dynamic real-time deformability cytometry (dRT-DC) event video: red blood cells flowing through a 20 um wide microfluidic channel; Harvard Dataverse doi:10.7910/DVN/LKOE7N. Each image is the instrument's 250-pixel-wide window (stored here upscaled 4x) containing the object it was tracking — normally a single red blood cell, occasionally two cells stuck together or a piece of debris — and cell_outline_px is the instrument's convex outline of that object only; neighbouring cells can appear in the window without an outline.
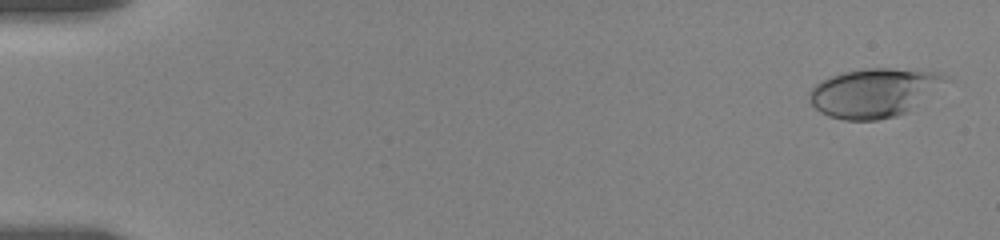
{"species": "human", "species_latin": "Homo sapiens", "temperature_condition": "room temperature", "stored_images_in_passage": 16, "camera_frame_rate_fps": 3000, "um_per_image_px": 0.085, "donor": {"sex": "female"}, "frame": {"image": 1, "passage_image": 1, "time_ms": 0.0, "image_size_px": [1000, 240], "cell_outline_px": [[956, 76], [952, 80], [904, 112], [896, 116], [876, 120], [844, 120], [828, 116], [820, 112], [812, 104], [808, 96], [808, 92], [820, 80], [840, 72], [864, 68], [892, 68], [940, 72]], "centroid_in_image_um": [74.32, 7.84], "position_along_channel_um": 10.7, "area_um2": 39.13}}
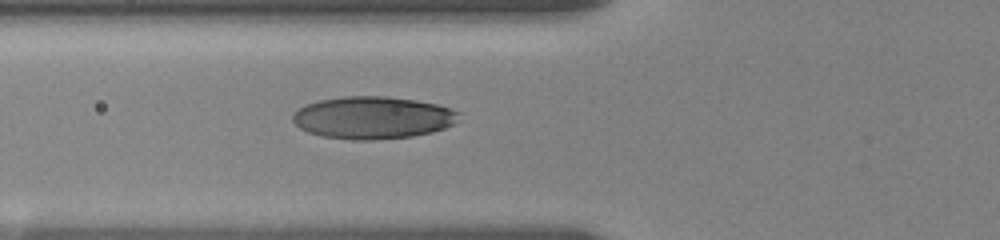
{"frame": {"image": 2, "passage_image": 14, "time_ms": 6.667, "image_size_px": [1000, 240], "cell_outline_px": [[460, 112], [456, 124], [432, 132], [412, 136], [372, 140], [352, 140], [324, 136], [308, 132], [300, 128], [292, 120], [292, 116], [300, 108], [308, 104], [320, 100], [344, 96], [384, 96], [416, 100], [436, 104]], "centroid_in_image_um": [31.71, 10.0], "position_along_channel_um": 94.1, "area_um2": 40.86}}
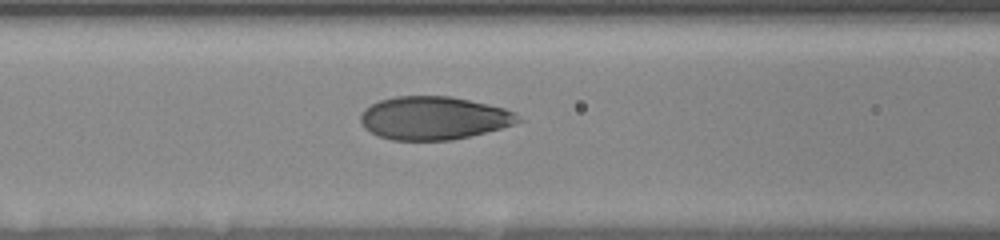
{"frame": {"image": 3, "passage_image": 16, "time_ms": 7.667, "image_size_px": [1000, 240], "cell_outline_px": [[524, 120], [500, 128], [452, 140], [392, 140], [368, 132], [364, 128], [360, 120], [360, 116], [364, 108], [380, 100], [396, 96], [452, 96], [488, 104], [504, 108], [516, 112]], "centroid_in_image_um": [36.85, 10.03], "position_along_channel_um": 129.7, "area_um2": 39.65}}